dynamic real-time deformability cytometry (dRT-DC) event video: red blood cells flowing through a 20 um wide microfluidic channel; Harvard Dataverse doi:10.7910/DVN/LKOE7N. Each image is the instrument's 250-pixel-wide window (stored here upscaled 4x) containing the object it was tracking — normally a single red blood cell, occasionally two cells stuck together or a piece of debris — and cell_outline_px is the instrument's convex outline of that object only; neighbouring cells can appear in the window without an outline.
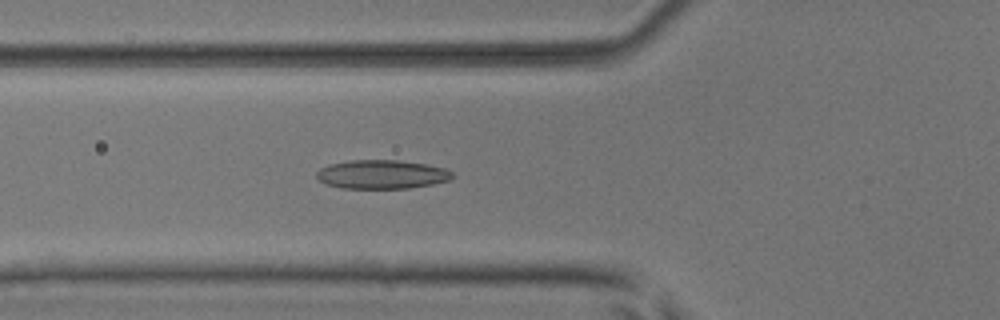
{"species": "common noctule bat (a hibernating species)", "species_latin": "Nyctalus noctula", "temperature_condition": "room temperature", "stored_images_in_passage": 37, "camera_frame_rate_fps": 3000, "um_per_image_px": 0.085, "animal": {"sex": "male", "body_mass_g": 17.9, "forearm_length_mm": 54.2}, "frame": {"image": 1, "passage_image": 12, "time_ms": 3.667, "image_size_px": [1000, 320], "cell_outline_px": [[456, 176], [452, 180], [432, 184], [408, 188], [340, 188], [324, 184], [316, 176], [316, 172], [320, 168], [328, 164], [352, 160], [396, 160], [428, 164], [444, 168], [452, 172]], "centroid_in_image_um": [32.47, 14.82], "position_along_channel_um": 93.3, "area_um2": 23.0}}
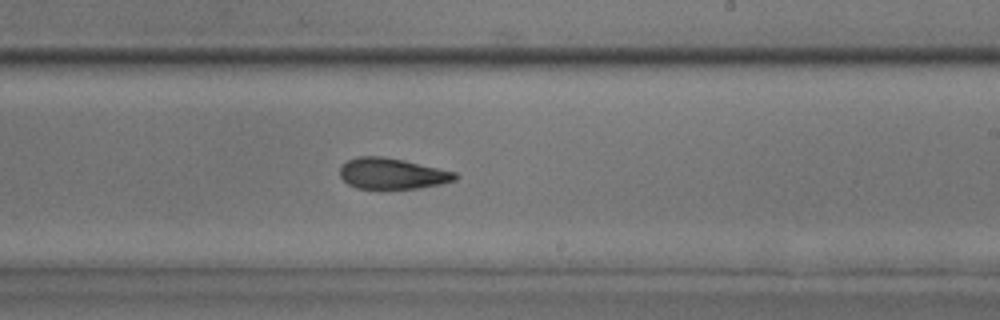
{"frame": {"image": 2, "passage_image": 24, "time_ms": 7.667, "image_size_px": [1000, 320], "cell_outline_px": [[460, 176], [456, 180], [440, 184], [420, 188], [380, 192], [356, 188], [348, 184], [340, 176], [340, 168], [348, 160], [356, 156], [384, 156], [404, 160], [456, 172]], "centroid_in_image_um": [33.33, 14.8], "position_along_channel_um": 255.7, "area_um2": 21.68}}
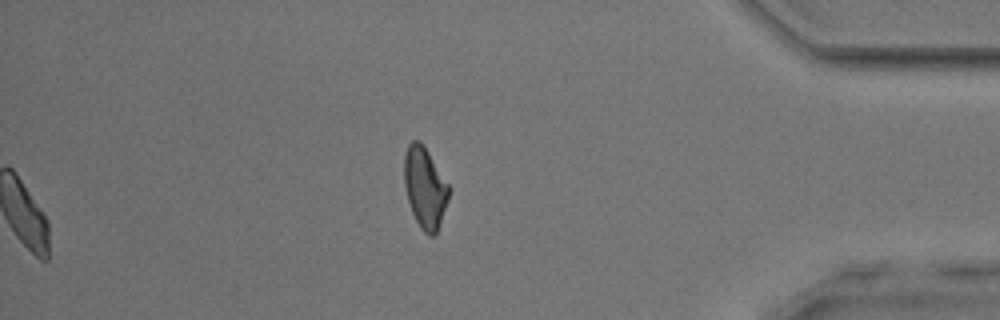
{"frame": {"image": 3, "passage_image": 37, "time_ms": 12.0, "image_size_px": [1000, 320], "cell_outline_px": [[448, 200], [436, 236], [428, 236], [420, 228], [412, 212], [408, 200], [404, 184], [404, 156], [408, 144], [412, 140], [420, 140], [424, 144], [448, 184]], "centroid_in_image_um": [36.1, 15.95], "position_along_channel_um": 399.1, "area_um2": 21.1}, "authors_computed_cell_mechanics": {"area_um2": 21.6172, "velocity_mm_per_s": 4.0677, "shape_relaxation_time_tau1_ms": null, "shape_relaxation_time_tau2_ms": 3.7407, "deformation_change_tau1": null, "deformation_change_tau2": 0.1216}}